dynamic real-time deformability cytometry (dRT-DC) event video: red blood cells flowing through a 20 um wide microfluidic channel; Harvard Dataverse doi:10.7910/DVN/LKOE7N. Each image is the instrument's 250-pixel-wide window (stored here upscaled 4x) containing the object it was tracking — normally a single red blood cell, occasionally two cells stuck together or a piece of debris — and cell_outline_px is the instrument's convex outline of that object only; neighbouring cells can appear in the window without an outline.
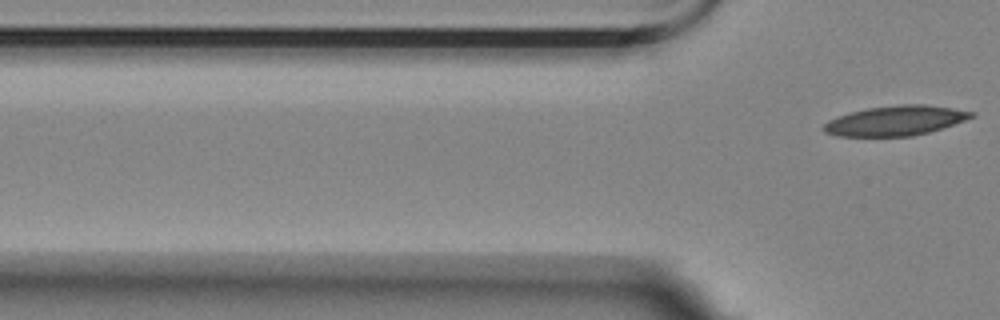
{"species": "Egyptian fruit bat (a non-hibernating species)", "species_latin": "Rousettus aegyptiacus", "temperature_condition": "room temperature", "stored_images_in_passage": 19, "segment_of_instrument_passage": [2, 2], "camera_frame_rate_fps": 3000, "um_per_image_px": 0.085, "animal": {"sex": "female"}, "frame": {"image": 1, "passage_image": 19, "time_ms": 6.0, "image_size_px": [1000, 320], "cell_outline_px": [[976, 116], [928, 132], [912, 136], [836, 136], [824, 132], [820, 128], [828, 120], [836, 116], [848, 112], [868, 108], [900, 104], [924, 104], [952, 108], [976, 112]], "centroid_in_image_um": [76.06, 10.25], "position_along_channel_um": 49.7, "area_um2": 25.72}}